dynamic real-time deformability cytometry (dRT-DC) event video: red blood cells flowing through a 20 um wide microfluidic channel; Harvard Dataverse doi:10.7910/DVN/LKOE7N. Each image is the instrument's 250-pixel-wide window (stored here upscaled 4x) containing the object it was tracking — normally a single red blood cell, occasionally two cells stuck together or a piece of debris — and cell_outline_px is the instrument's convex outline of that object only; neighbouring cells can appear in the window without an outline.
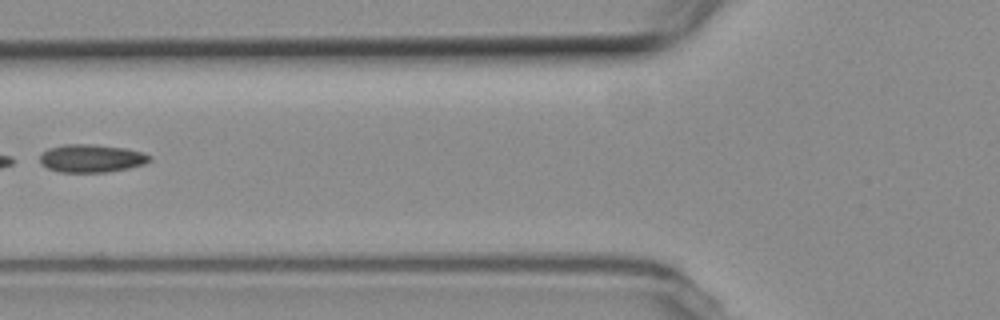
{"species": "common noctule bat (a hibernating species)", "species_latin": "Nyctalus noctula", "temperature_condition": "room temperature", "stored_images_in_passage": 7, "camera_frame_rate_fps": 3000, "um_per_image_px": 0.085, "animal": {"sex": "female", "body_mass_g": 19.3, "forearm_length_mm": 54.1}, "frame": {"image": 1, "passage_image": 5, "time_ms": 7.667, "image_size_px": [1000, 320], "cell_outline_px": [[152, 160], [144, 164], [128, 168], [108, 172], [60, 172], [48, 168], [40, 164], [40, 152], [48, 148], [64, 144], [92, 144], [124, 148], [140, 152], [152, 156]], "centroid_in_image_um": [7.74, 13.46], "position_along_channel_um": 118.1, "area_um2": 17.98}}
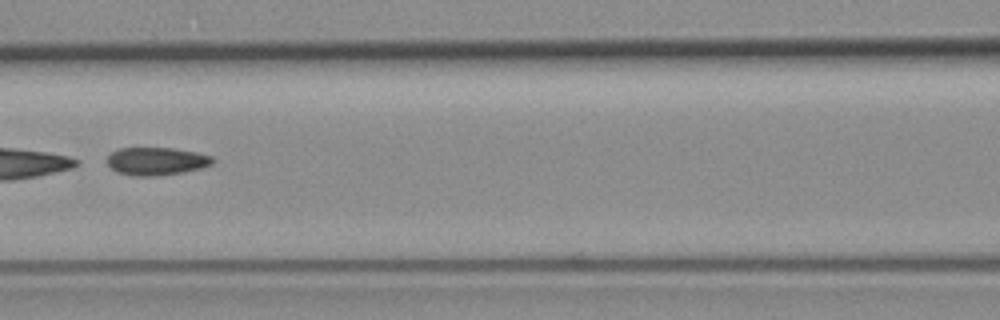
{"frame": {"image": 2, "passage_image": 6, "time_ms": 8.667, "image_size_px": [1000, 320], "cell_outline_px": [[216, 160], [212, 164], [200, 168], [184, 172], [156, 176], [132, 176], [116, 172], [108, 164], [108, 156], [112, 152], [120, 148], [172, 148], [196, 152], [212, 156]], "centroid_in_image_um": [13.31, 13.71], "position_along_channel_um": 153.3, "area_um2": 17.17}}
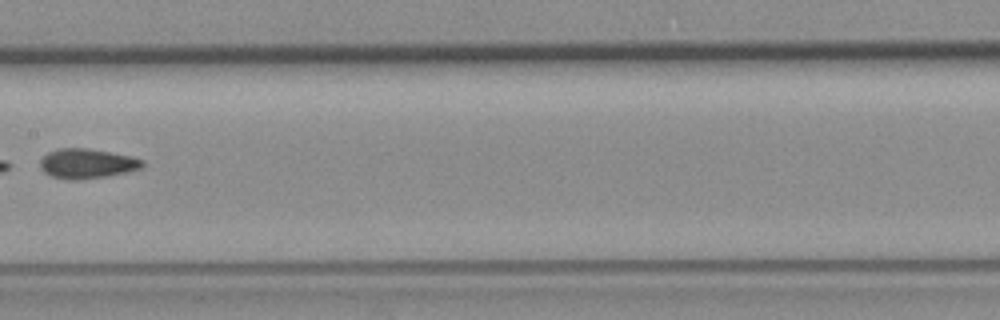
{"frame": {"image": 3, "passage_image": 7, "time_ms": 10.0, "image_size_px": [1000, 320], "cell_outline_px": [[144, 164], [140, 168], [128, 172], [108, 176], [76, 180], [68, 180], [52, 176], [44, 172], [40, 168], [40, 160], [48, 152], [60, 148], [88, 148], [128, 156], [144, 160]], "centroid_in_image_um": [7.37, 13.91], "position_along_channel_um": 200.0, "area_um2": 17.63}}